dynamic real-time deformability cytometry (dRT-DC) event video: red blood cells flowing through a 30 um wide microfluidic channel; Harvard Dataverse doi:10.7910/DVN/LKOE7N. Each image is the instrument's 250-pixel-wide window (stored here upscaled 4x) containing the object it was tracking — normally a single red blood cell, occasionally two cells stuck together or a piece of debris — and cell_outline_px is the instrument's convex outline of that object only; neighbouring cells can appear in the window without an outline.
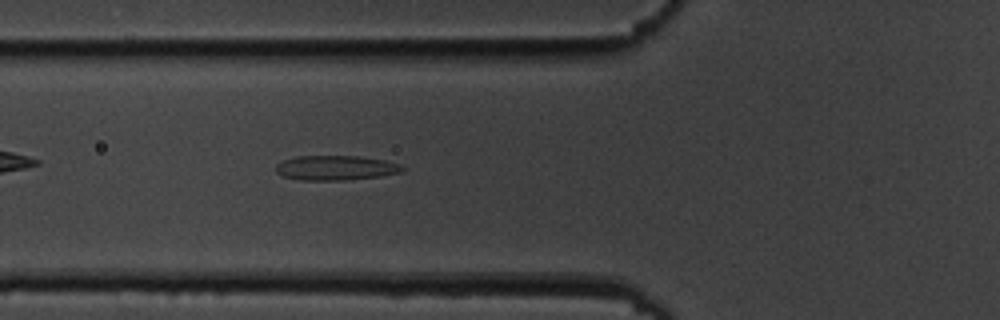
{"species": "common noctule bat (a hibernating species)", "species_latin": "Nyctalus noctula", "temperature_condition": "cold", "stored_images_in_passage": 2, "camera_frame_rate_fps": 3000, "um_per_image_px": 0.085, "animal": {"sex": "male", "body_mass_g": 19.5, "forearm_length_mm": 54.6}, "frame": {"image": 1, "passage_image": 2, "time_ms": 1.0, "image_size_px": [1000, 320], "cell_outline_px": [[404, 168], [400, 172], [380, 176], [348, 180], [300, 180], [284, 176], [276, 172], [276, 164], [284, 160], [296, 156], [356, 156], [384, 160], [400, 164]], "centroid_in_image_um": [28.52, 14.27], "position_along_channel_um": 97.3, "area_um2": 18.09}}